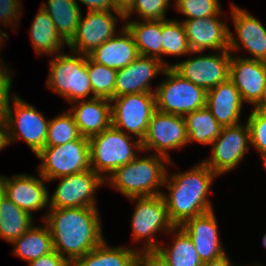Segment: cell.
Returning a JSON list of instances; mask_svg holds the SVG:
<instances>
[{"mask_svg": "<svg viewBox=\"0 0 266 266\" xmlns=\"http://www.w3.org/2000/svg\"><path fill=\"white\" fill-rule=\"evenodd\" d=\"M21 0H0V24L15 29L22 17Z\"/></svg>", "mask_w": 266, "mask_h": 266, "instance_id": "f35d334b", "label": "cell"}, {"mask_svg": "<svg viewBox=\"0 0 266 266\" xmlns=\"http://www.w3.org/2000/svg\"><path fill=\"white\" fill-rule=\"evenodd\" d=\"M111 39L94 49L88 57L97 64L120 70L129 65L140 54L132 34L124 26Z\"/></svg>", "mask_w": 266, "mask_h": 266, "instance_id": "cb8c5ba5", "label": "cell"}, {"mask_svg": "<svg viewBox=\"0 0 266 266\" xmlns=\"http://www.w3.org/2000/svg\"><path fill=\"white\" fill-rule=\"evenodd\" d=\"M47 211L42 220L51 233L53 248L71 264L105 240L98 208H48Z\"/></svg>", "mask_w": 266, "mask_h": 266, "instance_id": "6da1fadb", "label": "cell"}, {"mask_svg": "<svg viewBox=\"0 0 266 266\" xmlns=\"http://www.w3.org/2000/svg\"><path fill=\"white\" fill-rule=\"evenodd\" d=\"M128 199L136 203L131 217V240L135 243L145 241L139 250H156L160 246L156 234L168 233L175 227L169 218L164 197L158 195Z\"/></svg>", "mask_w": 266, "mask_h": 266, "instance_id": "ba28073f", "label": "cell"}, {"mask_svg": "<svg viewBox=\"0 0 266 266\" xmlns=\"http://www.w3.org/2000/svg\"><path fill=\"white\" fill-rule=\"evenodd\" d=\"M28 266H72V264L62 257L55 250L45 256H41L36 260L28 263Z\"/></svg>", "mask_w": 266, "mask_h": 266, "instance_id": "b9f144b4", "label": "cell"}, {"mask_svg": "<svg viewBox=\"0 0 266 266\" xmlns=\"http://www.w3.org/2000/svg\"><path fill=\"white\" fill-rule=\"evenodd\" d=\"M180 227L192 239L203 263L218 259L228 253L220 240L214 209L186 220Z\"/></svg>", "mask_w": 266, "mask_h": 266, "instance_id": "44dd1931", "label": "cell"}, {"mask_svg": "<svg viewBox=\"0 0 266 266\" xmlns=\"http://www.w3.org/2000/svg\"><path fill=\"white\" fill-rule=\"evenodd\" d=\"M4 195H5L4 178L3 175H0V202L1 199L4 197Z\"/></svg>", "mask_w": 266, "mask_h": 266, "instance_id": "681fc988", "label": "cell"}, {"mask_svg": "<svg viewBox=\"0 0 266 266\" xmlns=\"http://www.w3.org/2000/svg\"><path fill=\"white\" fill-rule=\"evenodd\" d=\"M166 66L155 57L139 55L129 65L117 70L115 97L133 93H155L151 82L163 74Z\"/></svg>", "mask_w": 266, "mask_h": 266, "instance_id": "ffe728a7", "label": "cell"}, {"mask_svg": "<svg viewBox=\"0 0 266 266\" xmlns=\"http://www.w3.org/2000/svg\"><path fill=\"white\" fill-rule=\"evenodd\" d=\"M124 19L120 11H87L81 15L75 36L67 48L74 53L88 55L117 34V22Z\"/></svg>", "mask_w": 266, "mask_h": 266, "instance_id": "9a60e30c", "label": "cell"}, {"mask_svg": "<svg viewBox=\"0 0 266 266\" xmlns=\"http://www.w3.org/2000/svg\"><path fill=\"white\" fill-rule=\"evenodd\" d=\"M266 171V161L262 163Z\"/></svg>", "mask_w": 266, "mask_h": 266, "instance_id": "816d5d0a", "label": "cell"}, {"mask_svg": "<svg viewBox=\"0 0 266 266\" xmlns=\"http://www.w3.org/2000/svg\"><path fill=\"white\" fill-rule=\"evenodd\" d=\"M81 137L76 122L69 110L49 119L45 147L63 145Z\"/></svg>", "mask_w": 266, "mask_h": 266, "instance_id": "836d02e7", "label": "cell"}, {"mask_svg": "<svg viewBox=\"0 0 266 266\" xmlns=\"http://www.w3.org/2000/svg\"><path fill=\"white\" fill-rule=\"evenodd\" d=\"M110 102L112 126L142 142L156 111L155 93L125 94Z\"/></svg>", "mask_w": 266, "mask_h": 266, "instance_id": "30bf717a", "label": "cell"}, {"mask_svg": "<svg viewBox=\"0 0 266 266\" xmlns=\"http://www.w3.org/2000/svg\"><path fill=\"white\" fill-rule=\"evenodd\" d=\"M41 7L55 24L56 30L68 44L75 36L82 10L76 0H47Z\"/></svg>", "mask_w": 266, "mask_h": 266, "instance_id": "f1b7e54d", "label": "cell"}, {"mask_svg": "<svg viewBox=\"0 0 266 266\" xmlns=\"http://www.w3.org/2000/svg\"><path fill=\"white\" fill-rule=\"evenodd\" d=\"M262 244H263V247L266 248V233L263 235Z\"/></svg>", "mask_w": 266, "mask_h": 266, "instance_id": "f907efd6", "label": "cell"}, {"mask_svg": "<svg viewBox=\"0 0 266 266\" xmlns=\"http://www.w3.org/2000/svg\"><path fill=\"white\" fill-rule=\"evenodd\" d=\"M230 12L236 36L229 30V51L231 54L247 51L252 59L266 62V28L260 20L246 9L231 3Z\"/></svg>", "mask_w": 266, "mask_h": 266, "instance_id": "2e32d148", "label": "cell"}, {"mask_svg": "<svg viewBox=\"0 0 266 266\" xmlns=\"http://www.w3.org/2000/svg\"><path fill=\"white\" fill-rule=\"evenodd\" d=\"M7 65H0V122H4L7 103L13 95L12 91V71Z\"/></svg>", "mask_w": 266, "mask_h": 266, "instance_id": "ab89813d", "label": "cell"}, {"mask_svg": "<svg viewBox=\"0 0 266 266\" xmlns=\"http://www.w3.org/2000/svg\"><path fill=\"white\" fill-rule=\"evenodd\" d=\"M210 147L211 156L203 162L219 177L231 172L240 165L252 147L247 122L222 127L220 135Z\"/></svg>", "mask_w": 266, "mask_h": 266, "instance_id": "8fae6325", "label": "cell"}, {"mask_svg": "<svg viewBox=\"0 0 266 266\" xmlns=\"http://www.w3.org/2000/svg\"><path fill=\"white\" fill-rule=\"evenodd\" d=\"M231 54L229 79L238 89L243 103L256 108L262 101L266 82V62Z\"/></svg>", "mask_w": 266, "mask_h": 266, "instance_id": "d6986e66", "label": "cell"}, {"mask_svg": "<svg viewBox=\"0 0 266 266\" xmlns=\"http://www.w3.org/2000/svg\"><path fill=\"white\" fill-rule=\"evenodd\" d=\"M243 105L240 93L230 79L207 90L206 107L222 127L241 123Z\"/></svg>", "mask_w": 266, "mask_h": 266, "instance_id": "603a6c76", "label": "cell"}, {"mask_svg": "<svg viewBox=\"0 0 266 266\" xmlns=\"http://www.w3.org/2000/svg\"><path fill=\"white\" fill-rule=\"evenodd\" d=\"M14 174L4 178L5 196L16 206L33 216L32 212H38L49 208V194L45 183L48 181L39 174Z\"/></svg>", "mask_w": 266, "mask_h": 266, "instance_id": "ac0fdd59", "label": "cell"}, {"mask_svg": "<svg viewBox=\"0 0 266 266\" xmlns=\"http://www.w3.org/2000/svg\"><path fill=\"white\" fill-rule=\"evenodd\" d=\"M61 52L51 56L46 87L61 95L70 104L93 99L91 81L87 72V55ZM90 97V98H89Z\"/></svg>", "mask_w": 266, "mask_h": 266, "instance_id": "5b68a950", "label": "cell"}, {"mask_svg": "<svg viewBox=\"0 0 266 266\" xmlns=\"http://www.w3.org/2000/svg\"><path fill=\"white\" fill-rule=\"evenodd\" d=\"M7 146L5 122H0V152Z\"/></svg>", "mask_w": 266, "mask_h": 266, "instance_id": "bcb514c9", "label": "cell"}, {"mask_svg": "<svg viewBox=\"0 0 266 266\" xmlns=\"http://www.w3.org/2000/svg\"><path fill=\"white\" fill-rule=\"evenodd\" d=\"M197 57H189L184 61L172 63L171 67L183 78L193 84L204 88L206 91L212 89L229 79L231 52L216 51Z\"/></svg>", "mask_w": 266, "mask_h": 266, "instance_id": "5bb4252c", "label": "cell"}, {"mask_svg": "<svg viewBox=\"0 0 266 266\" xmlns=\"http://www.w3.org/2000/svg\"><path fill=\"white\" fill-rule=\"evenodd\" d=\"M33 219L4 195L0 202V239L11 243L32 227Z\"/></svg>", "mask_w": 266, "mask_h": 266, "instance_id": "4dcf8cb0", "label": "cell"}, {"mask_svg": "<svg viewBox=\"0 0 266 266\" xmlns=\"http://www.w3.org/2000/svg\"><path fill=\"white\" fill-rule=\"evenodd\" d=\"M184 146H188L184 116L156 110L142 141L143 153L152 151L153 154L164 156L171 161L169 151L184 148Z\"/></svg>", "mask_w": 266, "mask_h": 266, "instance_id": "4fadbf2b", "label": "cell"}, {"mask_svg": "<svg viewBox=\"0 0 266 266\" xmlns=\"http://www.w3.org/2000/svg\"><path fill=\"white\" fill-rule=\"evenodd\" d=\"M13 240L12 253L28 263L54 251L51 233L45 225H35Z\"/></svg>", "mask_w": 266, "mask_h": 266, "instance_id": "83f0119b", "label": "cell"}, {"mask_svg": "<svg viewBox=\"0 0 266 266\" xmlns=\"http://www.w3.org/2000/svg\"><path fill=\"white\" fill-rule=\"evenodd\" d=\"M72 114L80 135L90 138L112 125L111 102L105 98L79 100L71 103Z\"/></svg>", "mask_w": 266, "mask_h": 266, "instance_id": "7402d4cb", "label": "cell"}, {"mask_svg": "<svg viewBox=\"0 0 266 266\" xmlns=\"http://www.w3.org/2000/svg\"><path fill=\"white\" fill-rule=\"evenodd\" d=\"M246 122L250 131V143L259 152L263 163L266 161V112L253 108Z\"/></svg>", "mask_w": 266, "mask_h": 266, "instance_id": "74e56055", "label": "cell"}, {"mask_svg": "<svg viewBox=\"0 0 266 266\" xmlns=\"http://www.w3.org/2000/svg\"><path fill=\"white\" fill-rule=\"evenodd\" d=\"M4 122L8 146L21 140L35 155L45 148L49 119L16 93L8 100Z\"/></svg>", "mask_w": 266, "mask_h": 266, "instance_id": "8992f818", "label": "cell"}, {"mask_svg": "<svg viewBox=\"0 0 266 266\" xmlns=\"http://www.w3.org/2000/svg\"><path fill=\"white\" fill-rule=\"evenodd\" d=\"M264 112H266V82H265V88H264V93L262 97L261 103L256 107Z\"/></svg>", "mask_w": 266, "mask_h": 266, "instance_id": "c3c4849f", "label": "cell"}, {"mask_svg": "<svg viewBox=\"0 0 266 266\" xmlns=\"http://www.w3.org/2000/svg\"><path fill=\"white\" fill-rule=\"evenodd\" d=\"M30 41L37 55L48 57L64 52L68 44L56 30L55 24L47 12L40 6L30 27ZM65 45V46H64Z\"/></svg>", "mask_w": 266, "mask_h": 266, "instance_id": "d4e9b609", "label": "cell"}, {"mask_svg": "<svg viewBox=\"0 0 266 266\" xmlns=\"http://www.w3.org/2000/svg\"><path fill=\"white\" fill-rule=\"evenodd\" d=\"M173 4L178 12L187 17L184 20L204 19L222 11L220 0H175Z\"/></svg>", "mask_w": 266, "mask_h": 266, "instance_id": "d590c367", "label": "cell"}, {"mask_svg": "<svg viewBox=\"0 0 266 266\" xmlns=\"http://www.w3.org/2000/svg\"><path fill=\"white\" fill-rule=\"evenodd\" d=\"M184 119L188 145L198 142L209 146L220 135L222 126L206 106L185 115Z\"/></svg>", "mask_w": 266, "mask_h": 266, "instance_id": "1f68e13d", "label": "cell"}, {"mask_svg": "<svg viewBox=\"0 0 266 266\" xmlns=\"http://www.w3.org/2000/svg\"><path fill=\"white\" fill-rule=\"evenodd\" d=\"M136 0H115L117 10L125 14L135 3Z\"/></svg>", "mask_w": 266, "mask_h": 266, "instance_id": "f6af8a7d", "label": "cell"}, {"mask_svg": "<svg viewBox=\"0 0 266 266\" xmlns=\"http://www.w3.org/2000/svg\"><path fill=\"white\" fill-rule=\"evenodd\" d=\"M6 38L8 39V35L6 34V32L4 33L2 29L0 28V49H2V46H4L2 44L6 43V40H5ZM0 65H7L6 63H4L2 58H0Z\"/></svg>", "mask_w": 266, "mask_h": 266, "instance_id": "7dc6e473", "label": "cell"}, {"mask_svg": "<svg viewBox=\"0 0 266 266\" xmlns=\"http://www.w3.org/2000/svg\"><path fill=\"white\" fill-rule=\"evenodd\" d=\"M105 239L72 266H134L139 249L128 246H110Z\"/></svg>", "mask_w": 266, "mask_h": 266, "instance_id": "484cf974", "label": "cell"}, {"mask_svg": "<svg viewBox=\"0 0 266 266\" xmlns=\"http://www.w3.org/2000/svg\"><path fill=\"white\" fill-rule=\"evenodd\" d=\"M215 174L202 160L186 171L166 172L162 192L171 222L181 226L186 220L213 210L209 194Z\"/></svg>", "mask_w": 266, "mask_h": 266, "instance_id": "7a4b0ae2", "label": "cell"}, {"mask_svg": "<svg viewBox=\"0 0 266 266\" xmlns=\"http://www.w3.org/2000/svg\"><path fill=\"white\" fill-rule=\"evenodd\" d=\"M170 3V0H136L124 14V19L129 20L133 14H136L139 20H167L165 14L171 6Z\"/></svg>", "mask_w": 266, "mask_h": 266, "instance_id": "8d00e7d4", "label": "cell"}, {"mask_svg": "<svg viewBox=\"0 0 266 266\" xmlns=\"http://www.w3.org/2000/svg\"><path fill=\"white\" fill-rule=\"evenodd\" d=\"M76 2H78V6H80L79 3L87 6V11H118L115 0H76Z\"/></svg>", "mask_w": 266, "mask_h": 266, "instance_id": "7bdbcfd3", "label": "cell"}, {"mask_svg": "<svg viewBox=\"0 0 266 266\" xmlns=\"http://www.w3.org/2000/svg\"><path fill=\"white\" fill-rule=\"evenodd\" d=\"M58 186L49 195V208L97 207L96 190L105 180L93 169L59 177Z\"/></svg>", "mask_w": 266, "mask_h": 266, "instance_id": "7c38bea8", "label": "cell"}, {"mask_svg": "<svg viewBox=\"0 0 266 266\" xmlns=\"http://www.w3.org/2000/svg\"><path fill=\"white\" fill-rule=\"evenodd\" d=\"M87 72L91 81L94 98L111 100L115 97L117 70L97 64L87 55Z\"/></svg>", "mask_w": 266, "mask_h": 266, "instance_id": "e575fe53", "label": "cell"}, {"mask_svg": "<svg viewBox=\"0 0 266 266\" xmlns=\"http://www.w3.org/2000/svg\"><path fill=\"white\" fill-rule=\"evenodd\" d=\"M36 156L41 160L37 173L48 182L91 169L89 138L83 136L63 145L45 147Z\"/></svg>", "mask_w": 266, "mask_h": 266, "instance_id": "9c48e42d", "label": "cell"}, {"mask_svg": "<svg viewBox=\"0 0 266 266\" xmlns=\"http://www.w3.org/2000/svg\"><path fill=\"white\" fill-rule=\"evenodd\" d=\"M162 63L166 67H171V63L165 61L164 57L174 56L183 57L189 54L193 55L194 52L190 50L186 31L181 20L167 19L162 20ZM164 56V57H163Z\"/></svg>", "mask_w": 266, "mask_h": 266, "instance_id": "d6a6232c", "label": "cell"}, {"mask_svg": "<svg viewBox=\"0 0 266 266\" xmlns=\"http://www.w3.org/2000/svg\"><path fill=\"white\" fill-rule=\"evenodd\" d=\"M168 165L172 160L153 154L137 156L129 163L117 168L105 179V185L112 186L126 198L150 197L162 194Z\"/></svg>", "mask_w": 266, "mask_h": 266, "instance_id": "3957f363", "label": "cell"}, {"mask_svg": "<svg viewBox=\"0 0 266 266\" xmlns=\"http://www.w3.org/2000/svg\"><path fill=\"white\" fill-rule=\"evenodd\" d=\"M222 14L225 15L223 10L218 15L204 19L182 20L192 52L229 50L230 27L225 23L226 20L222 19Z\"/></svg>", "mask_w": 266, "mask_h": 266, "instance_id": "e0dca14e", "label": "cell"}, {"mask_svg": "<svg viewBox=\"0 0 266 266\" xmlns=\"http://www.w3.org/2000/svg\"><path fill=\"white\" fill-rule=\"evenodd\" d=\"M165 80L155 88L156 110L185 116L206 106L207 91L179 75L172 67H166Z\"/></svg>", "mask_w": 266, "mask_h": 266, "instance_id": "52a82bcc", "label": "cell"}, {"mask_svg": "<svg viewBox=\"0 0 266 266\" xmlns=\"http://www.w3.org/2000/svg\"><path fill=\"white\" fill-rule=\"evenodd\" d=\"M141 56L155 57L162 62V20H124Z\"/></svg>", "mask_w": 266, "mask_h": 266, "instance_id": "4316f807", "label": "cell"}, {"mask_svg": "<svg viewBox=\"0 0 266 266\" xmlns=\"http://www.w3.org/2000/svg\"><path fill=\"white\" fill-rule=\"evenodd\" d=\"M203 266H240V265L234 264L233 261H231L230 257L228 256V254L226 253L225 255H223L218 259L204 262ZM248 266H262V265L261 263L258 264L255 263V265H248Z\"/></svg>", "mask_w": 266, "mask_h": 266, "instance_id": "ee69618b", "label": "cell"}, {"mask_svg": "<svg viewBox=\"0 0 266 266\" xmlns=\"http://www.w3.org/2000/svg\"><path fill=\"white\" fill-rule=\"evenodd\" d=\"M167 234L173 235V243L167 247L160 245L156 251L168 266H203L192 239L180 226H175Z\"/></svg>", "mask_w": 266, "mask_h": 266, "instance_id": "f546056e", "label": "cell"}, {"mask_svg": "<svg viewBox=\"0 0 266 266\" xmlns=\"http://www.w3.org/2000/svg\"><path fill=\"white\" fill-rule=\"evenodd\" d=\"M134 266H168L156 250H138Z\"/></svg>", "mask_w": 266, "mask_h": 266, "instance_id": "60d3db41", "label": "cell"}, {"mask_svg": "<svg viewBox=\"0 0 266 266\" xmlns=\"http://www.w3.org/2000/svg\"><path fill=\"white\" fill-rule=\"evenodd\" d=\"M143 152L142 142L112 125L89 138L90 167L104 180Z\"/></svg>", "mask_w": 266, "mask_h": 266, "instance_id": "277c9868", "label": "cell"}]
</instances>
